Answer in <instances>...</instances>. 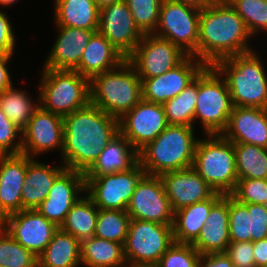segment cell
Returning a JSON list of instances; mask_svg holds the SVG:
<instances>
[{"instance_id":"6da1fadb","label":"cell","mask_w":267,"mask_h":267,"mask_svg":"<svg viewBox=\"0 0 267 267\" xmlns=\"http://www.w3.org/2000/svg\"><path fill=\"white\" fill-rule=\"evenodd\" d=\"M63 165L86 173L101 150L120 134L119 119L89 103L63 117Z\"/></svg>"},{"instance_id":"7a4b0ae2","label":"cell","mask_w":267,"mask_h":267,"mask_svg":"<svg viewBox=\"0 0 267 267\" xmlns=\"http://www.w3.org/2000/svg\"><path fill=\"white\" fill-rule=\"evenodd\" d=\"M252 36L243 19L227 0L201 9L197 59L206 66L230 56L253 51L249 46Z\"/></svg>"},{"instance_id":"3957f363","label":"cell","mask_w":267,"mask_h":267,"mask_svg":"<svg viewBox=\"0 0 267 267\" xmlns=\"http://www.w3.org/2000/svg\"><path fill=\"white\" fill-rule=\"evenodd\" d=\"M194 127L168 125L152 142L138 152V162L147 175L163 173L193 166L195 148Z\"/></svg>"},{"instance_id":"277c9868","label":"cell","mask_w":267,"mask_h":267,"mask_svg":"<svg viewBox=\"0 0 267 267\" xmlns=\"http://www.w3.org/2000/svg\"><path fill=\"white\" fill-rule=\"evenodd\" d=\"M255 51L230 56L217 61L213 67L225 76L235 107L267 109L266 67Z\"/></svg>"},{"instance_id":"5b68a950","label":"cell","mask_w":267,"mask_h":267,"mask_svg":"<svg viewBox=\"0 0 267 267\" xmlns=\"http://www.w3.org/2000/svg\"><path fill=\"white\" fill-rule=\"evenodd\" d=\"M141 99V78L127 60L90 79V103L118 119Z\"/></svg>"},{"instance_id":"8992f818","label":"cell","mask_w":267,"mask_h":267,"mask_svg":"<svg viewBox=\"0 0 267 267\" xmlns=\"http://www.w3.org/2000/svg\"><path fill=\"white\" fill-rule=\"evenodd\" d=\"M205 136L196 144L192 167L216 193L231 195L238 182L233 142L221 134Z\"/></svg>"},{"instance_id":"52a82bcc","label":"cell","mask_w":267,"mask_h":267,"mask_svg":"<svg viewBox=\"0 0 267 267\" xmlns=\"http://www.w3.org/2000/svg\"><path fill=\"white\" fill-rule=\"evenodd\" d=\"M39 105L61 117L90 103V79L75 70L43 69Z\"/></svg>"},{"instance_id":"ba28073f","label":"cell","mask_w":267,"mask_h":267,"mask_svg":"<svg viewBox=\"0 0 267 267\" xmlns=\"http://www.w3.org/2000/svg\"><path fill=\"white\" fill-rule=\"evenodd\" d=\"M213 66L198 75V96L194 120H200L204 135L221 134L227 127L234 108L224 77Z\"/></svg>"},{"instance_id":"9c48e42d","label":"cell","mask_w":267,"mask_h":267,"mask_svg":"<svg viewBox=\"0 0 267 267\" xmlns=\"http://www.w3.org/2000/svg\"><path fill=\"white\" fill-rule=\"evenodd\" d=\"M172 226L131 218L124 244L128 266L154 267L174 243Z\"/></svg>"},{"instance_id":"30bf717a","label":"cell","mask_w":267,"mask_h":267,"mask_svg":"<svg viewBox=\"0 0 267 267\" xmlns=\"http://www.w3.org/2000/svg\"><path fill=\"white\" fill-rule=\"evenodd\" d=\"M201 9L175 0H163L154 35L167 39L197 58ZM160 31V32H159Z\"/></svg>"},{"instance_id":"8fae6325","label":"cell","mask_w":267,"mask_h":267,"mask_svg":"<svg viewBox=\"0 0 267 267\" xmlns=\"http://www.w3.org/2000/svg\"><path fill=\"white\" fill-rule=\"evenodd\" d=\"M145 174L137 162L128 171L85 177V192L98 209L126 211L137 183Z\"/></svg>"},{"instance_id":"7c38bea8","label":"cell","mask_w":267,"mask_h":267,"mask_svg":"<svg viewBox=\"0 0 267 267\" xmlns=\"http://www.w3.org/2000/svg\"><path fill=\"white\" fill-rule=\"evenodd\" d=\"M187 56L171 41L154 34H144L126 60L140 78H154L179 65Z\"/></svg>"},{"instance_id":"4fadbf2b","label":"cell","mask_w":267,"mask_h":267,"mask_svg":"<svg viewBox=\"0 0 267 267\" xmlns=\"http://www.w3.org/2000/svg\"><path fill=\"white\" fill-rule=\"evenodd\" d=\"M126 212L132 219L173 225L174 211L160 176L145 174L140 179Z\"/></svg>"},{"instance_id":"5bb4252c","label":"cell","mask_w":267,"mask_h":267,"mask_svg":"<svg viewBox=\"0 0 267 267\" xmlns=\"http://www.w3.org/2000/svg\"><path fill=\"white\" fill-rule=\"evenodd\" d=\"M168 126L163 105L141 99L119 119L120 134L138 153Z\"/></svg>"},{"instance_id":"9a60e30c","label":"cell","mask_w":267,"mask_h":267,"mask_svg":"<svg viewBox=\"0 0 267 267\" xmlns=\"http://www.w3.org/2000/svg\"><path fill=\"white\" fill-rule=\"evenodd\" d=\"M98 31L127 58L140 43L144 34L136 26L124 0L100 9Z\"/></svg>"},{"instance_id":"2e32d148","label":"cell","mask_w":267,"mask_h":267,"mask_svg":"<svg viewBox=\"0 0 267 267\" xmlns=\"http://www.w3.org/2000/svg\"><path fill=\"white\" fill-rule=\"evenodd\" d=\"M206 65L188 55L179 65L154 78H141L142 99L163 105L192 83Z\"/></svg>"},{"instance_id":"e0dca14e","label":"cell","mask_w":267,"mask_h":267,"mask_svg":"<svg viewBox=\"0 0 267 267\" xmlns=\"http://www.w3.org/2000/svg\"><path fill=\"white\" fill-rule=\"evenodd\" d=\"M22 151L33 158L42 152L63 149V117L43 109L40 105L34 110L27 126L22 130Z\"/></svg>"},{"instance_id":"ac0fdd59","label":"cell","mask_w":267,"mask_h":267,"mask_svg":"<svg viewBox=\"0 0 267 267\" xmlns=\"http://www.w3.org/2000/svg\"><path fill=\"white\" fill-rule=\"evenodd\" d=\"M0 224L18 243L37 257L44 251L52 240L54 232L59 228L36 209L11 214Z\"/></svg>"},{"instance_id":"d6986e66","label":"cell","mask_w":267,"mask_h":267,"mask_svg":"<svg viewBox=\"0 0 267 267\" xmlns=\"http://www.w3.org/2000/svg\"><path fill=\"white\" fill-rule=\"evenodd\" d=\"M84 191L85 174L65 168L56 177L46 199L36 210L48 221L60 227L64 223L72 205Z\"/></svg>"},{"instance_id":"ffe728a7","label":"cell","mask_w":267,"mask_h":267,"mask_svg":"<svg viewBox=\"0 0 267 267\" xmlns=\"http://www.w3.org/2000/svg\"><path fill=\"white\" fill-rule=\"evenodd\" d=\"M166 195L175 212L196 202L212 198L216 192L193 167L163 173Z\"/></svg>"},{"instance_id":"44dd1931","label":"cell","mask_w":267,"mask_h":267,"mask_svg":"<svg viewBox=\"0 0 267 267\" xmlns=\"http://www.w3.org/2000/svg\"><path fill=\"white\" fill-rule=\"evenodd\" d=\"M27 170V155H0V223L22 211L21 192Z\"/></svg>"},{"instance_id":"7402d4cb","label":"cell","mask_w":267,"mask_h":267,"mask_svg":"<svg viewBox=\"0 0 267 267\" xmlns=\"http://www.w3.org/2000/svg\"><path fill=\"white\" fill-rule=\"evenodd\" d=\"M221 135L233 143L267 148V109L234 106Z\"/></svg>"},{"instance_id":"603a6c76","label":"cell","mask_w":267,"mask_h":267,"mask_svg":"<svg viewBox=\"0 0 267 267\" xmlns=\"http://www.w3.org/2000/svg\"><path fill=\"white\" fill-rule=\"evenodd\" d=\"M59 34L49 52L44 69L74 70L82 58L91 36L98 30L57 26Z\"/></svg>"},{"instance_id":"cb8c5ba5","label":"cell","mask_w":267,"mask_h":267,"mask_svg":"<svg viewBox=\"0 0 267 267\" xmlns=\"http://www.w3.org/2000/svg\"><path fill=\"white\" fill-rule=\"evenodd\" d=\"M229 195H223L210 209L204 227L191 244L201 255L225 252L229 238Z\"/></svg>"},{"instance_id":"d4e9b609","label":"cell","mask_w":267,"mask_h":267,"mask_svg":"<svg viewBox=\"0 0 267 267\" xmlns=\"http://www.w3.org/2000/svg\"><path fill=\"white\" fill-rule=\"evenodd\" d=\"M126 58L99 31L92 34L79 65L74 69L91 79L94 75L113 70Z\"/></svg>"},{"instance_id":"484cf974","label":"cell","mask_w":267,"mask_h":267,"mask_svg":"<svg viewBox=\"0 0 267 267\" xmlns=\"http://www.w3.org/2000/svg\"><path fill=\"white\" fill-rule=\"evenodd\" d=\"M27 156V170L21 192L22 210L36 209L47 197L56 177L66 168L54 167Z\"/></svg>"},{"instance_id":"4316f807","label":"cell","mask_w":267,"mask_h":267,"mask_svg":"<svg viewBox=\"0 0 267 267\" xmlns=\"http://www.w3.org/2000/svg\"><path fill=\"white\" fill-rule=\"evenodd\" d=\"M223 196L216 193L212 198L196 202L174 212V242L192 244L204 227L211 207Z\"/></svg>"},{"instance_id":"83f0119b","label":"cell","mask_w":267,"mask_h":267,"mask_svg":"<svg viewBox=\"0 0 267 267\" xmlns=\"http://www.w3.org/2000/svg\"><path fill=\"white\" fill-rule=\"evenodd\" d=\"M137 162L138 153L126 138L119 134L101 150L97 161L85 173V177L128 171Z\"/></svg>"},{"instance_id":"f1b7e54d","label":"cell","mask_w":267,"mask_h":267,"mask_svg":"<svg viewBox=\"0 0 267 267\" xmlns=\"http://www.w3.org/2000/svg\"><path fill=\"white\" fill-rule=\"evenodd\" d=\"M55 25L98 30L100 8L94 0H55Z\"/></svg>"},{"instance_id":"f546056e","label":"cell","mask_w":267,"mask_h":267,"mask_svg":"<svg viewBox=\"0 0 267 267\" xmlns=\"http://www.w3.org/2000/svg\"><path fill=\"white\" fill-rule=\"evenodd\" d=\"M81 265V242L60 227L38 256V267H78Z\"/></svg>"},{"instance_id":"4dcf8cb0","label":"cell","mask_w":267,"mask_h":267,"mask_svg":"<svg viewBox=\"0 0 267 267\" xmlns=\"http://www.w3.org/2000/svg\"><path fill=\"white\" fill-rule=\"evenodd\" d=\"M81 264L86 267H127L124 245L97 236L81 242Z\"/></svg>"},{"instance_id":"1f68e13d","label":"cell","mask_w":267,"mask_h":267,"mask_svg":"<svg viewBox=\"0 0 267 267\" xmlns=\"http://www.w3.org/2000/svg\"><path fill=\"white\" fill-rule=\"evenodd\" d=\"M86 197V198H85ZM81 196L67 213L60 228L77 238L80 242L94 236L98 208L86 194Z\"/></svg>"},{"instance_id":"d6a6232c","label":"cell","mask_w":267,"mask_h":267,"mask_svg":"<svg viewBox=\"0 0 267 267\" xmlns=\"http://www.w3.org/2000/svg\"><path fill=\"white\" fill-rule=\"evenodd\" d=\"M238 179H267V148L233 143Z\"/></svg>"},{"instance_id":"836d02e7","label":"cell","mask_w":267,"mask_h":267,"mask_svg":"<svg viewBox=\"0 0 267 267\" xmlns=\"http://www.w3.org/2000/svg\"><path fill=\"white\" fill-rule=\"evenodd\" d=\"M197 96L198 76L179 95L163 104L168 125L194 127Z\"/></svg>"},{"instance_id":"e575fe53","label":"cell","mask_w":267,"mask_h":267,"mask_svg":"<svg viewBox=\"0 0 267 267\" xmlns=\"http://www.w3.org/2000/svg\"><path fill=\"white\" fill-rule=\"evenodd\" d=\"M27 94L25 90L13 88V84L0 93L1 110L21 130L27 126L34 110L39 106Z\"/></svg>"},{"instance_id":"d590c367","label":"cell","mask_w":267,"mask_h":267,"mask_svg":"<svg viewBox=\"0 0 267 267\" xmlns=\"http://www.w3.org/2000/svg\"><path fill=\"white\" fill-rule=\"evenodd\" d=\"M131 217L126 211L98 210L94 236L125 244Z\"/></svg>"},{"instance_id":"8d00e7d4","label":"cell","mask_w":267,"mask_h":267,"mask_svg":"<svg viewBox=\"0 0 267 267\" xmlns=\"http://www.w3.org/2000/svg\"><path fill=\"white\" fill-rule=\"evenodd\" d=\"M0 265L3 267H38V257L18 243L1 224Z\"/></svg>"},{"instance_id":"74e56055","label":"cell","mask_w":267,"mask_h":267,"mask_svg":"<svg viewBox=\"0 0 267 267\" xmlns=\"http://www.w3.org/2000/svg\"><path fill=\"white\" fill-rule=\"evenodd\" d=\"M243 19L245 26L253 36L259 32L267 34V0H227Z\"/></svg>"},{"instance_id":"f35d334b","label":"cell","mask_w":267,"mask_h":267,"mask_svg":"<svg viewBox=\"0 0 267 267\" xmlns=\"http://www.w3.org/2000/svg\"><path fill=\"white\" fill-rule=\"evenodd\" d=\"M134 22L143 34H153L159 23L163 0H124Z\"/></svg>"},{"instance_id":"ab89813d","label":"cell","mask_w":267,"mask_h":267,"mask_svg":"<svg viewBox=\"0 0 267 267\" xmlns=\"http://www.w3.org/2000/svg\"><path fill=\"white\" fill-rule=\"evenodd\" d=\"M229 238L231 242L251 241L248 203L229 195Z\"/></svg>"},{"instance_id":"60d3db41","label":"cell","mask_w":267,"mask_h":267,"mask_svg":"<svg viewBox=\"0 0 267 267\" xmlns=\"http://www.w3.org/2000/svg\"><path fill=\"white\" fill-rule=\"evenodd\" d=\"M200 256L191 244L174 242L154 267H198Z\"/></svg>"},{"instance_id":"b9f144b4","label":"cell","mask_w":267,"mask_h":267,"mask_svg":"<svg viewBox=\"0 0 267 267\" xmlns=\"http://www.w3.org/2000/svg\"><path fill=\"white\" fill-rule=\"evenodd\" d=\"M231 195L241 203L267 205V179H238Z\"/></svg>"},{"instance_id":"7bdbcfd3","label":"cell","mask_w":267,"mask_h":267,"mask_svg":"<svg viewBox=\"0 0 267 267\" xmlns=\"http://www.w3.org/2000/svg\"><path fill=\"white\" fill-rule=\"evenodd\" d=\"M22 130L13 124L0 108V155L21 154ZM16 138H18V141ZM15 142V143H14Z\"/></svg>"},{"instance_id":"ee69618b","label":"cell","mask_w":267,"mask_h":267,"mask_svg":"<svg viewBox=\"0 0 267 267\" xmlns=\"http://www.w3.org/2000/svg\"><path fill=\"white\" fill-rule=\"evenodd\" d=\"M251 241L267 238V205L248 203Z\"/></svg>"},{"instance_id":"f6af8a7d","label":"cell","mask_w":267,"mask_h":267,"mask_svg":"<svg viewBox=\"0 0 267 267\" xmlns=\"http://www.w3.org/2000/svg\"><path fill=\"white\" fill-rule=\"evenodd\" d=\"M254 248L252 241L230 242L225 251L234 266L254 265Z\"/></svg>"},{"instance_id":"bcb514c9","label":"cell","mask_w":267,"mask_h":267,"mask_svg":"<svg viewBox=\"0 0 267 267\" xmlns=\"http://www.w3.org/2000/svg\"><path fill=\"white\" fill-rule=\"evenodd\" d=\"M7 14L0 10V52L13 54L15 37Z\"/></svg>"},{"instance_id":"7dc6e473","label":"cell","mask_w":267,"mask_h":267,"mask_svg":"<svg viewBox=\"0 0 267 267\" xmlns=\"http://www.w3.org/2000/svg\"><path fill=\"white\" fill-rule=\"evenodd\" d=\"M198 267H234L225 252L202 254Z\"/></svg>"},{"instance_id":"c3c4849f","label":"cell","mask_w":267,"mask_h":267,"mask_svg":"<svg viewBox=\"0 0 267 267\" xmlns=\"http://www.w3.org/2000/svg\"><path fill=\"white\" fill-rule=\"evenodd\" d=\"M12 55L0 52V93L8 89L13 83L7 66Z\"/></svg>"},{"instance_id":"681fc988","label":"cell","mask_w":267,"mask_h":267,"mask_svg":"<svg viewBox=\"0 0 267 267\" xmlns=\"http://www.w3.org/2000/svg\"><path fill=\"white\" fill-rule=\"evenodd\" d=\"M254 260L257 267H267V238L253 242Z\"/></svg>"},{"instance_id":"f907efd6","label":"cell","mask_w":267,"mask_h":267,"mask_svg":"<svg viewBox=\"0 0 267 267\" xmlns=\"http://www.w3.org/2000/svg\"><path fill=\"white\" fill-rule=\"evenodd\" d=\"M175 1L194 6L198 9H204L215 3L217 0H175Z\"/></svg>"},{"instance_id":"816d5d0a","label":"cell","mask_w":267,"mask_h":267,"mask_svg":"<svg viewBox=\"0 0 267 267\" xmlns=\"http://www.w3.org/2000/svg\"><path fill=\"white\" fill-rule=\"evenodd\" d=\"M120 0H94V2L96 3V5L101 9L104 6L113 4L115 2H118Z\"/></svg>"},{"instance_id":"f5cc1de1","label":"cell","mask_w":267,"mask_h":267,"mask_svg":"<svg viewBox=\"0 0 267 267\" xmlns=\"http://www.w3.org/2000/svg\"><path fill=\"white\" fill-rule=\"evenodd\" d=\"M18 2V0H0V6H12V4Z\"/></svg>"},{"instance_id":"db71d44e","label":"cell","mask_w":267,"mask_h":267,"mask_svg":"<svg viewBox=\"0 0 267 267\" xmlns=\"http://www.w3.org/2000/svg\"><path fill=\"white\" fill-rule=\"evenodd\" d=\"M234 267H238V266H234ZM244 267H257V266L254 264V265H249V266H244Z\"/></svg>"},{"instance_id":"11a10c76","label":"cell","mask_w":267,"mask_h":267,"mask_svg":"<svg viewBox=\"0 0 267 267\" xmlns=\"http://www.w3.org/2000/svg\"><path fill=\"white\" fill-rule=\"evenodd\" d=\"M127 267H151V266H127Z\"/></svg>"}]
</instances>
